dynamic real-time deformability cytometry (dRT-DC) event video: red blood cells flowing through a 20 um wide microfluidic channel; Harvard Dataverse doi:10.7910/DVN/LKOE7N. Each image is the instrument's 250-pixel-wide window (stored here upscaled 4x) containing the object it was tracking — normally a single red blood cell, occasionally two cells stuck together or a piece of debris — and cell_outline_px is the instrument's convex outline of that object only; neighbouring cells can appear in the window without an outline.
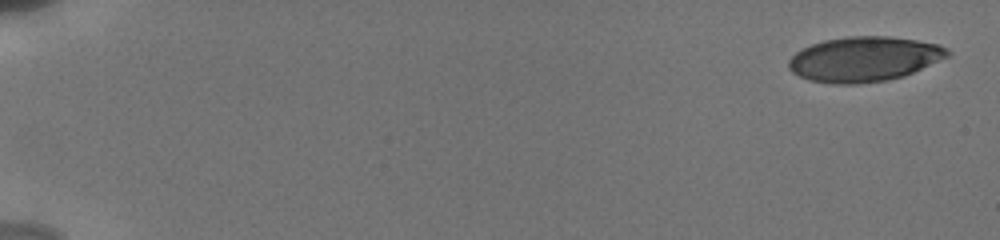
{"species": "human", "species_latin": "Homo sapiens", "temperature_condition": "cold", "stored_images_in_passage": 17, "camera_frame_rate_fps": 3000, "um_per_image_px": 0.085, "donor": {"sex": "male"}, "frame": {"image": 1, "passage_image": 1, "time_ms": 0.0, "image_size_px": [1000, 240], "cell_outline_px": [[952, 52], [948, 56], [904, 76], [888, 80], [860, 84], [832, 84], [808, 80], [792, 72], [788, 68], [788, 60], [796, 52], [812, 44], [824, 40], [848, 36], [888, 36], [916, 40], [936, 44], [948, 48]], "centroid_in_image_um": [73.43, 5.03], "position_along_channel_um": 11.6, "area_um2": 41.56}}
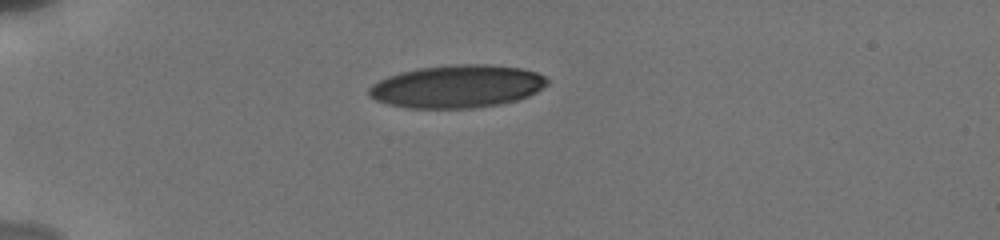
{"frame": {"image": 2, "passage_image": 12, "time_ms": 4.667, "image_size_px": [1000, 240], "cell_outline_px": [[548, 84], [536, 92], [528, 96], [516, 100], [500, 104], [472, 108], [408, 108], [388, 104], [376, 100], [368, 96], [368, 88], [372, 84], [388, 76], [400, 72], [416, 68], [456, 64], [488, 64], [520, 68], [536, 72], [544, 76], [548, 80]], "centroid_in_image_um": [38.84, 7.34], "position_along_channel_um": 46.2, "area_um2": 44.56}}
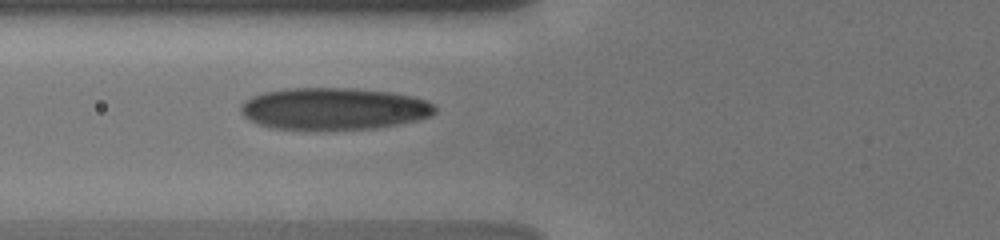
{"frame": {"image": 3, "passage_image": 17, "time_ms": 7.0, "image_size_px": [1000, 240], "cell_outline_px": [[436, 112], [432, 116], [400, 124], [376, 128], [320, 132], [268, 128], [256, 124], [244, 116], [240, 112], [240, 104], [244, 100], [252, 96], [264, 92], [284, 88], [352, 88], [392, 92], [412, 96], [424, 100], [432, 104], [436, 108]], "centroid_in_image_um": [28.31, 9.28], "position_along_channel_um": 97.5, "area_um2": 48.9}}